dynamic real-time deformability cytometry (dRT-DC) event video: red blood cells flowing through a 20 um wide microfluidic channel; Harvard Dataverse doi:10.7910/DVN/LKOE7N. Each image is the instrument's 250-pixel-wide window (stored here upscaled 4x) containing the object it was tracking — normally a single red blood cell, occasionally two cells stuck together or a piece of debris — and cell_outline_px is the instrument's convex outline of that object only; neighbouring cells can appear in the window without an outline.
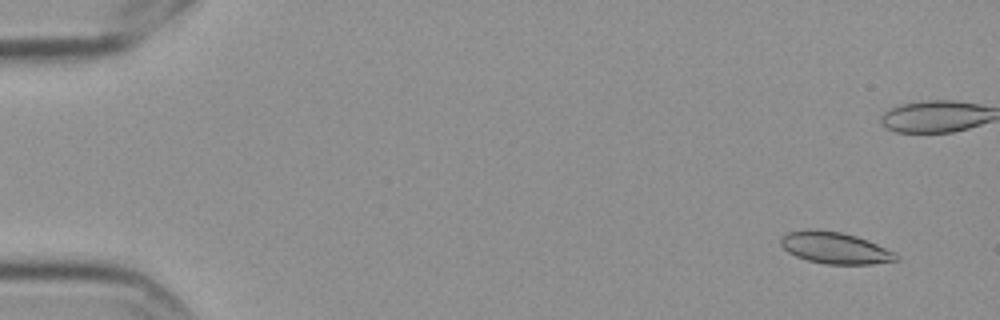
{"species": "Egyptian fruit bat (a non-hibernating species)", "species_latin": "Rousettus aegyptiacus", "temperature_condition": "cold", "stored_images_in_passage": 5, "camera_frame_rate_fps": 3000, "um_per_image_px": 0.085, "frame": {"image": 1, "passage_image": 1, "time_ms": 0.0, "image_size_px": [1000, 320], "cell_outline_px": [[900, 260], [872, 264], [824, 264], [808, 260], [796, 256], [788, 252], [780, 244], [780, 236], [788, 232], [808, 228], [812, 228], [840, 232], [856, 236], [868, 240], [896, 252], [900, 256]], "centroid_in_image_um": [70.98, 21.06], "position_along_channel_um": 14.0, "area_um2": 21.56}}